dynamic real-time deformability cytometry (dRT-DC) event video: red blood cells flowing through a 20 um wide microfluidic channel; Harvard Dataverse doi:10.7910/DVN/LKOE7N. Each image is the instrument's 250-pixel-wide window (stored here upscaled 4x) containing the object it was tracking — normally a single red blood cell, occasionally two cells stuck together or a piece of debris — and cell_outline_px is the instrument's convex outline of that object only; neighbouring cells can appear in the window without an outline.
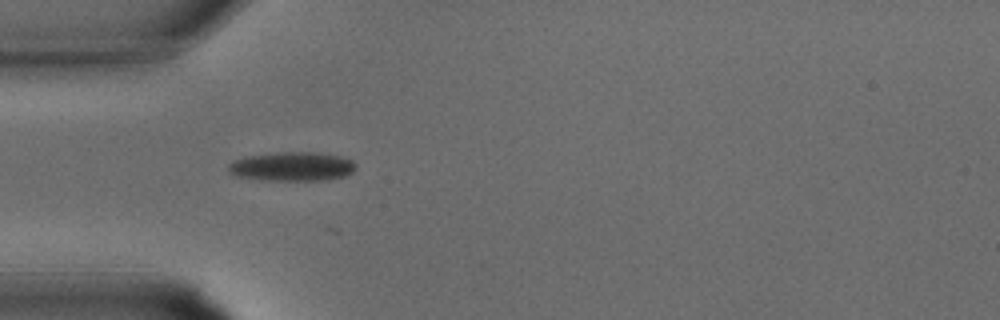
{"species": "common noctule bat (a hibernating species)", "species_latin": "Nyctalus noctula", "temperature_condition": "warm", "stored_images_in_passage": 8, "camera_frame_rate_fps": 3000, "um_per_image_px": 0.085, "animal": {"sex": "male", "body_mass_g": 15.6}, "frame": {"image": 1, "passage_image": 1, "time_ms": 0.0, "image_size_px": [1000, 320], "cell_outline_px": [[356, 168], [348, 176], [328, 180], [260, 180], [236, 176], [228, 172], [228, 164], [232, 160], [244, 156], [276, 152], [316, 152], [340, 156], [352, 160], [356, 164]], "centroid_in_image_um": [24.81, 14.15], "position_along_channel_um": 60.2, "area_um2": 22.02}}
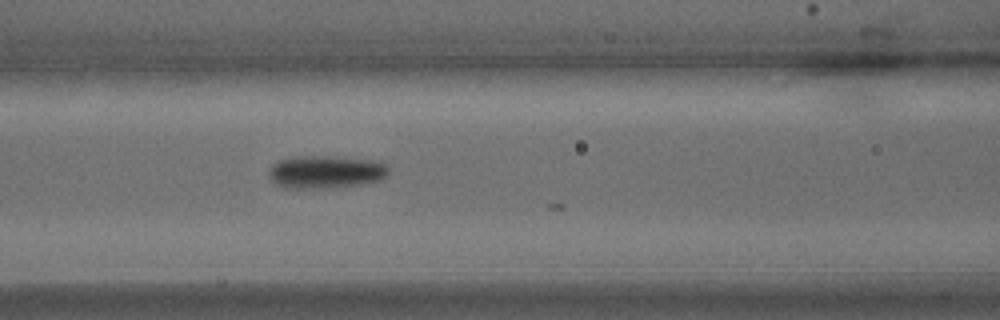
{"frame": {"image": 2, "passage_image": 5, "time_ms": 1.333, "image_size_px": [1000, 320], "cell_outline_px": [[388, 172], [380, 180], [332, 188], [284, 188], [272, 180], [268, 176], [268, 172], [272, 164], [280, 160], [300, 156], [332, 156], [380, 160], [388, 168]], "centroid_in_image_um": [27.68, 14.6], "position_along_channel_um": 138.9, "area_um2": 22.89}}
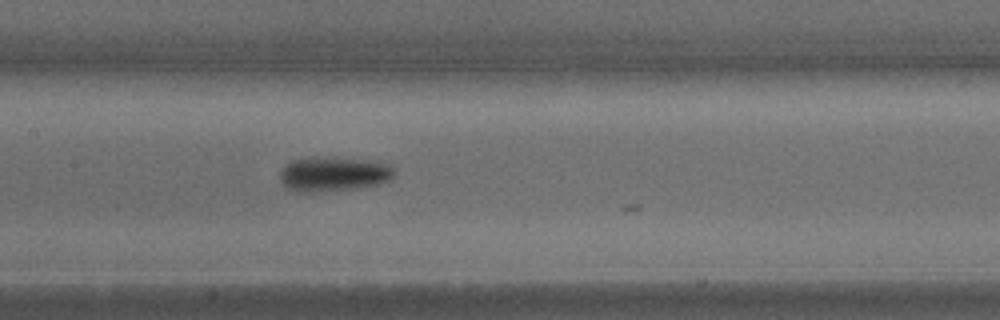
{"frame": {"image": 3, "passage_image": 7, "time_ms": 2.0, "image_size_px": [1000, 320], "cell_outline_px": [[396, 176], [380, 184], [356, 188], [316, 192], [296, 192], [288, 188], [280, 180], [280, 172], [292, 160], [312, 156], [364, 160], [388, 164], [396, 172]], "centroid_in_image_um": [28.35, 14.8], "position_along_channel_um": 179.1, "area_um2": 22.95}}